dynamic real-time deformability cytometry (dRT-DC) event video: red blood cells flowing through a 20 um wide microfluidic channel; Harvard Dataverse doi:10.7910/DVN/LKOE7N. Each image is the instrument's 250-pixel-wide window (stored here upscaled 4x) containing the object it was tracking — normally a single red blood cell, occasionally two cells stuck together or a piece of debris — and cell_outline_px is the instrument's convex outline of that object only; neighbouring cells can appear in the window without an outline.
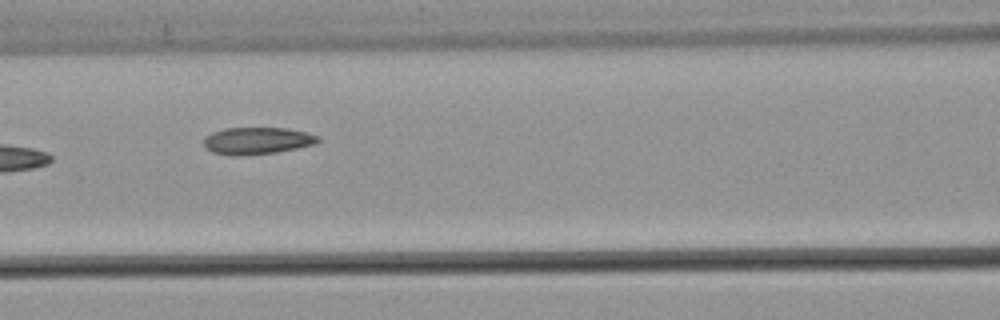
{"species": "common noctule bat (a hibernating species)", "species_latin": "Nyctalus noctula", "temperature_condition": "warm", "stored_images_in_passage": 8, "camera_frame_rate_fps": 3000, "um_per_image_px": 0.085, "animal": {"sex": "male", "body_mass_g": 21.5, "forearm_length_mm": 52.0}, "frame": {"image": 1, "passage_image": 7, "time_ms": 2.0, "image_size_px": [1000, 320], "cell_outline_px": [[320, 140], [316, 144], [276, 152], [212, 152], [204, 144], [204, 136], [212, 132], [224, 128], [288, 128], [308, 132], [320, 136]], "centroid_in_image_um": [21.96, 11.89], "position_along_channel_um": 144.6, "area_um2": 17.11}}